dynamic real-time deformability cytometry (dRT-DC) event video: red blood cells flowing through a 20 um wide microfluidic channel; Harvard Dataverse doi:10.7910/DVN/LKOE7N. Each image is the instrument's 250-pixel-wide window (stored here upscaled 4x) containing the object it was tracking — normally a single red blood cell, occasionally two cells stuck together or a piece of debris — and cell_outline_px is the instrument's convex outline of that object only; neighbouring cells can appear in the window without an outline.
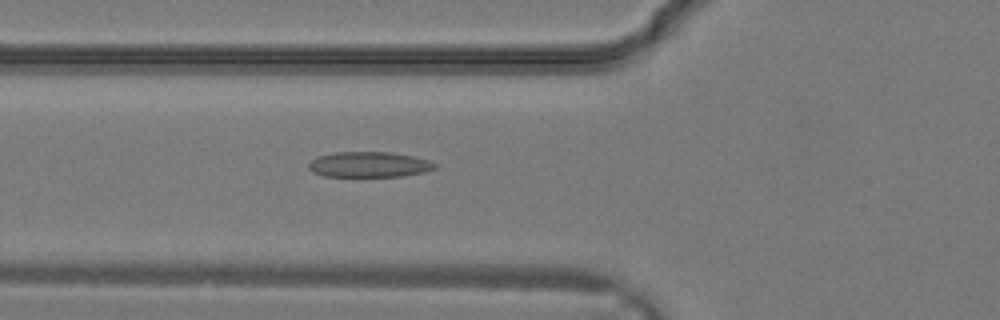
{"species": "common noctule bat (a hibernating species)", "species_latin": "Nyctalus noctula", "temperature_condition": "warm", "stored_images_in_passage": 16, "camera_frame_rate_fps": 3000, "um_per_image_px": 0.085, "animal": {"sex": "male", "body_mass_g": 19.2, "forearm_length_mm": 51.8}, "frame": {"image": 1, "passage_image": 12, "time_ms": 3.667, "image_size_px": [1000, 320], "cell_outline_px": [[436, 168], [424, 172], [400, 176], [324, 176], [312, 172], [308, 168], [308, 164], [316, 156], [336, 152], [392, 152], [412, 156], [428, 160], [436, 164]], "centroid_in_image_um": [31.34, 13.98], "position_along_channel_um": 94.5, "area_um2": 18.67}}
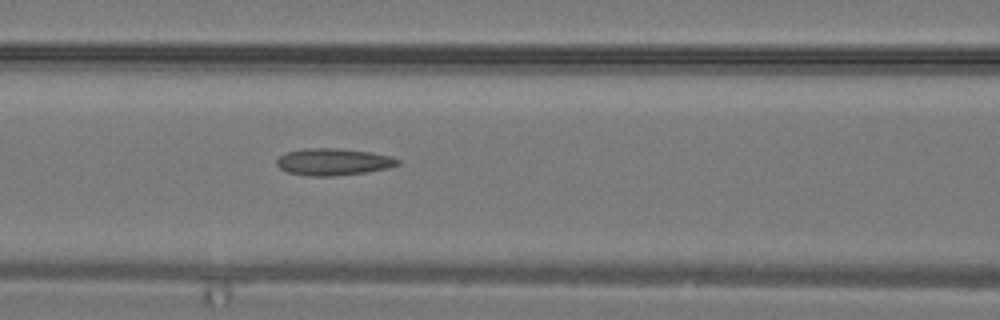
{"frame": {"image": 2, "passage_image": 14, "time_ms": 4.333, "image_size_px": [1000, 320], "cell_outline_px": [[400, 164], [388, 168], [368, 172], [332, 176], [308, 176], [288, 172], [280, 168], [276, 164], [276, 160], [280, 156], [288, 152], [304, 148], [336, 148], [372, 152], [388, 156], [400, 160]], "centroid_in_image_um": [28.33, 13.76], "position_along_channel_um": 138.3, "area_um2": 18.96}}
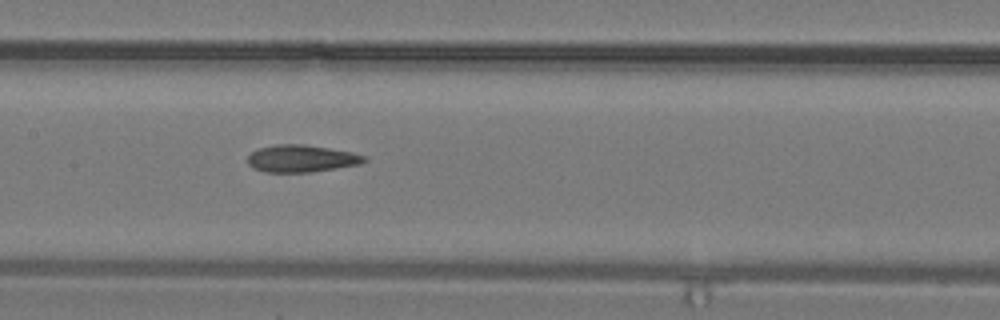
{"frame": {"image": 3, "passage_image": 16, "time_ms": 5.0, "image_size_px": [1000, 320], "cell_outline_px": [[368, 160], [360, 164], [336, 168], [308, 172], [264, 172], [252, 168], [248, 164], [248, 156], [256, 148], [276, 144], [296, 144], [328, 148], [352, 152], [364, 156]], "centroid_in_image_um": [25.57, 13.48], "position_along_channel_um": 181.8, "area_um2": 18.38}}